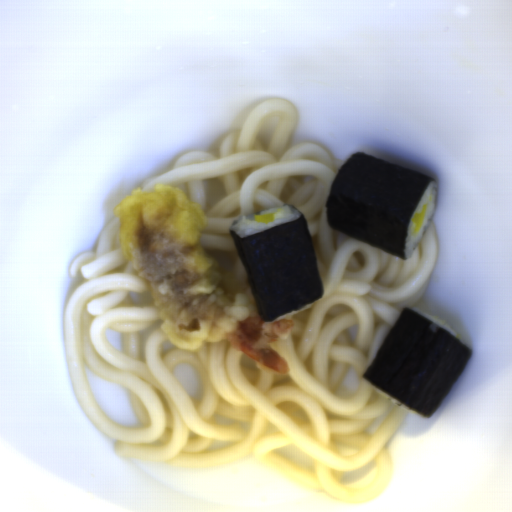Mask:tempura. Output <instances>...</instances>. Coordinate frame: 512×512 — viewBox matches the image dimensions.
<instances>
[{
    "instance_id": "tempura-1",
    "label": "tempura",
    "mask_w": 512,
    "mask_h": 512,
    "mask_svg": "<svg viewBox=\"0 0 512 512\" xmlns=\"http://www.w3.org/2000/svg\"><path fill=\"white\" fill-rule=\"evenodd\" d=\"M114 213L123 254L148 284L169 342L195 352L226 340L258 368L288 374L287 362L273 349L292 332V318L262 319L253 292L236 283L206 248L205 214L183 188L160 183L131 189Z\"/></svg>"
}]
</instances>
